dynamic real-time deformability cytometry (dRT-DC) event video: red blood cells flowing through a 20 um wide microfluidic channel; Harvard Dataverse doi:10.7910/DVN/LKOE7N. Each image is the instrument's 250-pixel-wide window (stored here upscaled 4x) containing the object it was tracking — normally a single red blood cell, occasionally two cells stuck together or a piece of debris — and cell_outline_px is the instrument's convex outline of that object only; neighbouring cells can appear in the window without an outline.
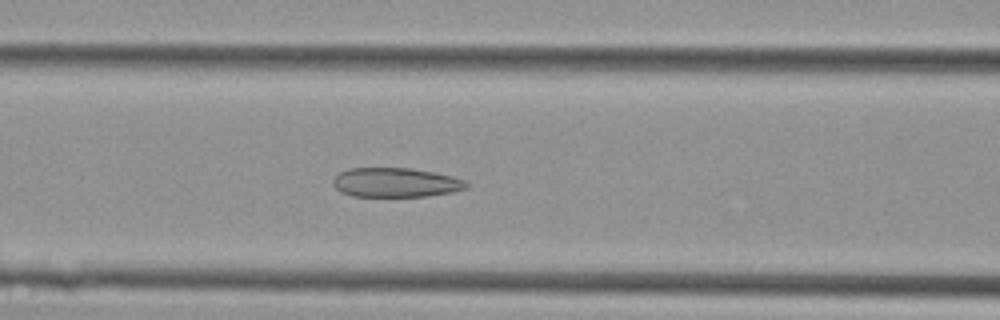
{"species": "Egyptian fruit bat (a non-hibernating species)", "species_latin": "Rousettus aegyptiacus", "temperature_condition": "cold", "stored_images_in_passage": 38, "camera_frame_rate_fps": 3000, "um_per_image_px": 0.085, "animal": {"sex": "female"}, "frame": {"image": 1, "passage_image": 13, "time_ms": 4.0, "image_size_px": [1000, 320], "cell_outline_px": [[468, 188], [452, 192], [428, 196], [352, 196], [340, 192], [332, 184], [332, 180], [340, 172], [348, 168], [412, 168], [452, 176], [464, 180], [468, 184]], "centroid_in_image_um": [33.61, 15.51], "position_along_channel_um": 133.0, "area_um2": 22.83}}
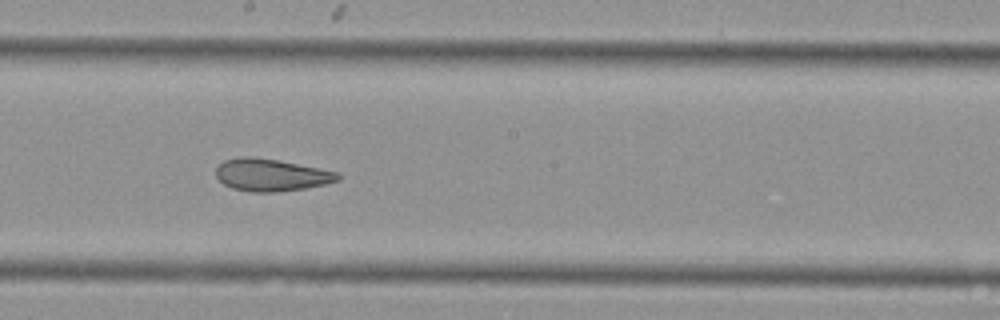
{"frame": {"image": 2, "passage_image": 19, "time_ms": 6.0, "image_size_px": [1000, 320], "cell_outline_px": [[340, 180], [324, 184], [304, 188], [272, 192], [252, 192], [232, 188], [224, 184], [216, 176], [216, 168], [224, 160], [244, 156], [248, 156], [276, 160], [336, 172], [340, 176]], "centroid_in_image_um": [23.0, 14.88], "position_along_channel_um": 225.2, "area_um2": 22.43}}
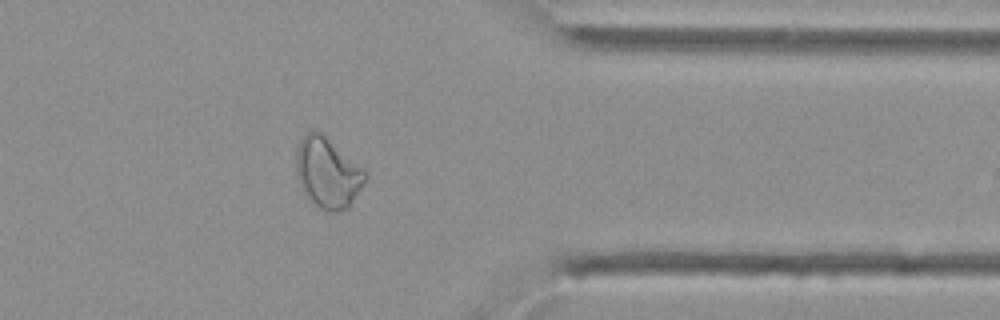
{"frame": {"image": 3, "passage_image": 30, "time_ms": 9.667, "image_size_px": [1000, 320], "cell_outline_px": [[368, 176], [348, 208], [340, 212], [328, 212], [320, 208], [308, 200], [304, 196], [300, 188], [296, 176], [296, 148], [300, 140], [312, 128], [316, 128], [364, 168], [368, 172]], "centroid_in_image_um": [27.82, 14.69], "position_along_channel_um": 383.6, "area_um2": 28.9}}